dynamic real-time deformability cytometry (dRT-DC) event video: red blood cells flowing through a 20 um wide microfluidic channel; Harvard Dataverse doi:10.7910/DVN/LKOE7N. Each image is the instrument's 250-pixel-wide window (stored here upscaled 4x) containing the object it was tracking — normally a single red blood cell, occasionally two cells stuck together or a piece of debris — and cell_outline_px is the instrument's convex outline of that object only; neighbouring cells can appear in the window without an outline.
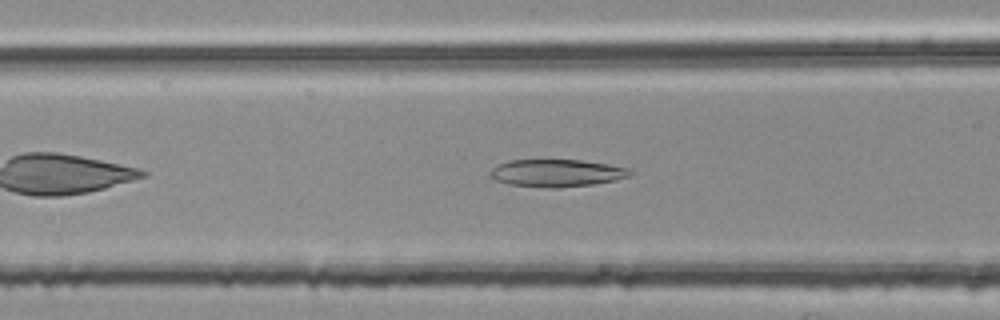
{"species": "common noctule bat (a hibernating species)", "species_latin": "Nyctalus noctula", "temperature_condition": "room temperature", "stored_images_in_passage": 38, "camera_frame_rate_fps": 3000, "um_per_image_px": 0.085, "animal": {"sex": "female", "body_mass_g": 25.1}, "frame": {"image": 1, "passage_image": 9, "time_ms": 2.667, "image_size_px": [1000, 320], "cell_outline_px": [[632, 172], [628, 176], [616, 180], [592, 184], [556, 188], [548, 188], [508, 184], [496, 180], [488, 176], [488, 172], [492, 168], [500, 164], [512, 160], [580, 160], [608, 164], [632, 168]], "centroid_in_image_um": [47.32, 14.71], "position_along_channel_um": 119.3, "area_um2": 22.37}}
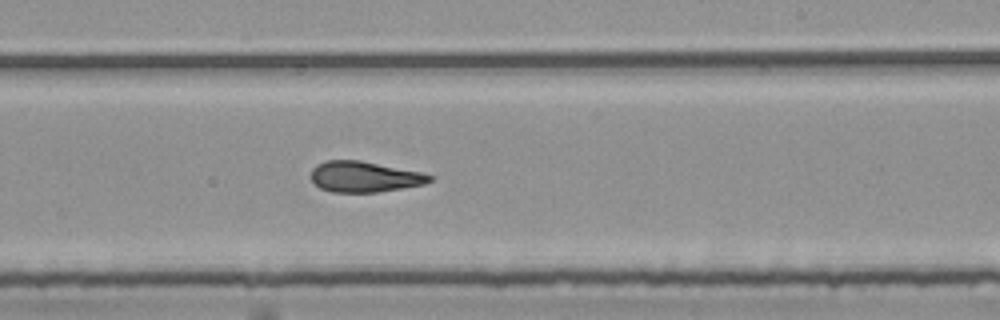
{"frame": {"image": 2, "passage_image": 20, "time_ms": 6.333, "image_size_px": [1000, 320], "cell_outline_px": [[432, 180], [424, 184], [376, 192], [332, 192], [320, 188], [312, 180], [312, 168], [316, 164], [328, 160], [360, 160], [420, 172], [432, 176]], "centroid_in_image_um": [30.94, 15.02], "position_along_channel_um": 258.1, "area_um2": 20.98}}
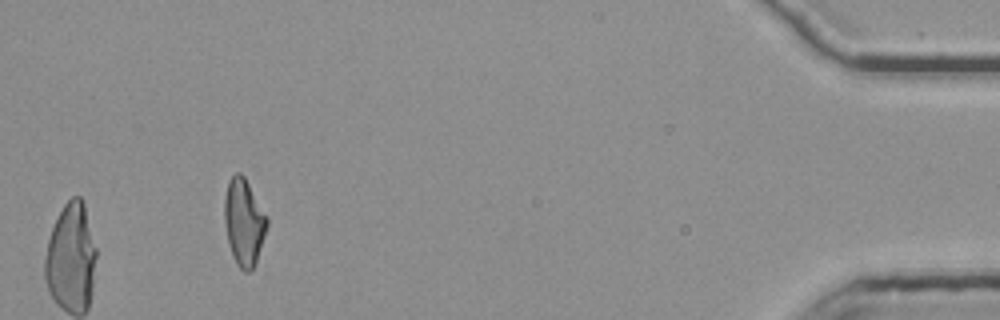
{"frame": {"image": 3, "passage_image": 38, "time_ms": 12.333, "image_size_px": [1000, 320], "cell_outline_px": [[268, 224], [256, 260], [252, 268], [248, 272], [244, 272], [236, 264], [232, 256], [224, 224], [224, 196], [228, 180], [236, 172], [240, 172], [244, 176], [268, 216]], "centroid_in_image_um": [20.72, 18.84], "position_along_channel_um": 414.5, "area_um2": 21.56}, "authors_computed_cell_mechanics": {"area_um2": 21.7328, "velocity_mm_per_s": 3.7961, "shape_relaxation_time_tau1_ms": null, "shape_relaxation_time_tau2_ms": 3.0631, "deformation_change_tau1": null, "deformation_change_tau2": 0.1233}}